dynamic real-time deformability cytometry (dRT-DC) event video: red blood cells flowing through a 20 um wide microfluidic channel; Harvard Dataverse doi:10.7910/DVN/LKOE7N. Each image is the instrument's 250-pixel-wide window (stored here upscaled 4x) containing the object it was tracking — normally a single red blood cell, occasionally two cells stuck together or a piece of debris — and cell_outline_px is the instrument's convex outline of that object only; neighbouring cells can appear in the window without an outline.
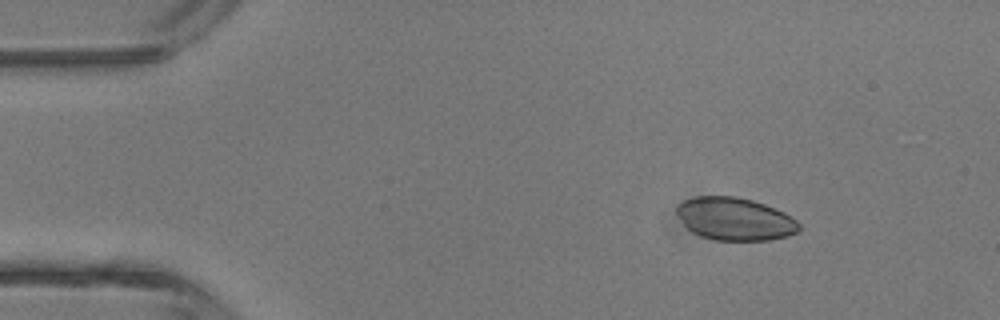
{"species": "common noctule bat (a hibernating species)", "species_latin": "Nyctalus noctula", "temperature_condition": "room temperature", "stored_images_in_passage": 4, "camera_frame_rate_fps": 3000, "um_per_image_px": 0.085, "animal": {"sex": "male", "body_mass_g": 13.3}, "frame": {"image": 1, "passage_image": 2, "time_ms": 1.0, "image_size_px": [1000, 320], "cell_outline_px": [[800, 228], [796, 232], [788, 236], [768, 240], [716, 240], [700, 236], [692, 232], [684, 224], [676, 212], [676, 204], [684, 200], [696, 196], [736, 196], [752, 200], [764, 204], [784, 212], [796, 220], [800, 224]], "centroid_in_image_um": [62.45, 18.6], "position_along_channel_um": 22.6, "area_um2": 30.46}}